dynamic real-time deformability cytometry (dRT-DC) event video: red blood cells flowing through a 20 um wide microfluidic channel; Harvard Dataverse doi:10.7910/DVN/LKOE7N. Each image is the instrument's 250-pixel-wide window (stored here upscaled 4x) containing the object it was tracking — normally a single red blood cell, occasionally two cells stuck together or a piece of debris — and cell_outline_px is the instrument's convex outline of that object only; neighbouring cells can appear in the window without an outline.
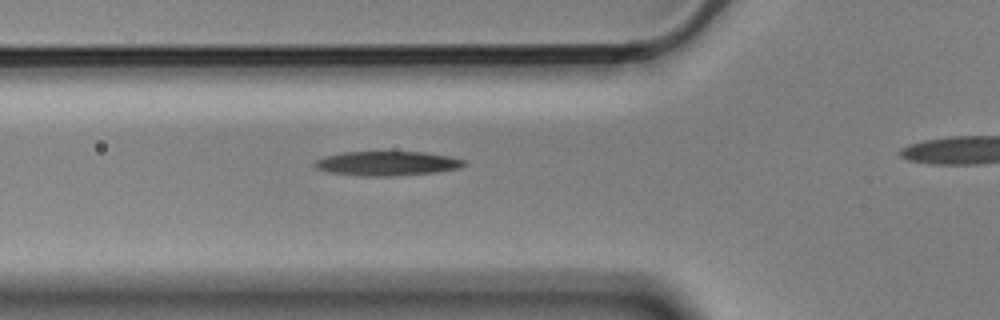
{"species": "Egyptian fruit bat (a non-hibernating species)", "species_latin": "Rousettus aegyptiacus", "temperature_condition": "cold", "stored_images_in_passage": 5, "segment_of_instrument_passage": [1, 2], "camera_frame_rate_fps": 3000, "um_per_image_px": 0.085, "animal": {"sex": "male"}, "frame": {"image": 1, "passage_image": 4, "time_ms": 1.0, "image_size_px": [1000, 320], "cell_outline_px": [[468, 164], [460, 168], [436, 172], [396, 176], [356, 176], [328, 172], [316, 168], [312, 164], [316, 160], [324, 156], [344, 152], [424, 152], [448, 156], [468, 160]], "centroid_in_image_um": [32.92, 13.9], "position_along_channel_um": 92.9, "area_um2": 21.5}}